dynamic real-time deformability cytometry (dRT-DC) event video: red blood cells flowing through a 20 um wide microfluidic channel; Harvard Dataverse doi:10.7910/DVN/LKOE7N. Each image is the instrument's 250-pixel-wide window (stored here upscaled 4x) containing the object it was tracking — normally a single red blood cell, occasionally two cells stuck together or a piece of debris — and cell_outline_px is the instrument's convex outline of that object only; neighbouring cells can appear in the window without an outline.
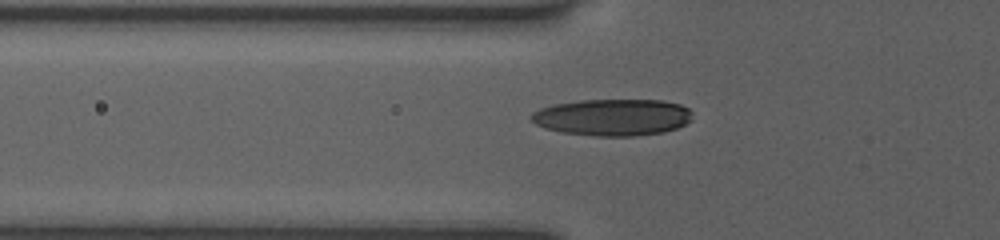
{"species": "human", "species_latin": "Homo sapiens", "temperature_condition": "room temperature", "stored_images_in_passage": 35, "camera_frame_rate_fps": 3000, "um_per_image_px": 0.085, "donor": {"sex": "female"}, "frame": {"image": 1, "passage_image": 2, "time_ms": 0.333, "image_size_px": [1000, 240], "cell_outline_px": [[692, 120], [676, 128], [664, 132], [632, 136], [596, 136], [560, 132], [544, 128], [536, 124], [528, 116], [532, 112], [540, 108], [552, 104], [580, 100], [664, 100], [680, 104], [688, 108], [692, 112]], "centroid_in_image_um": [52.05, 9.96], "position_along_channel_um": 73.7, "area_um2": 34.8}}
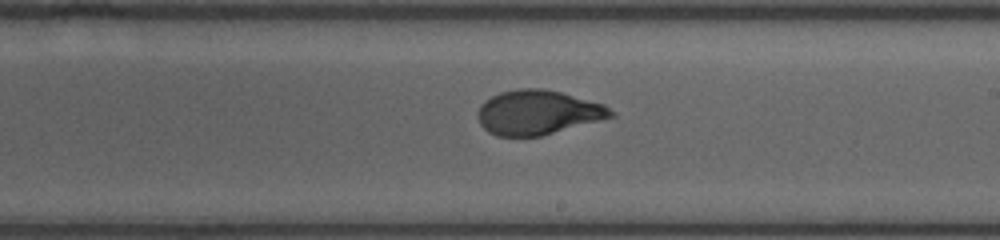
{"frame": {"image": 2, "passage_image": 15, "time_ms": 4.667, "image_size_px": [1000, 240], "cell_outline_px": [[616, 116], [540, 136], [496, 136], [488, 132], [480, 124], [476, 116], [476, 112], [480, 104], [484, 100], [500, 92], [520, 88], [544, 88], [560, 92], [604, 104], [616, 112]], "centroid_in_image_um": [45.69, 9.55], "position_along_channel_um": 243.3, "area_um2": 34.68}}
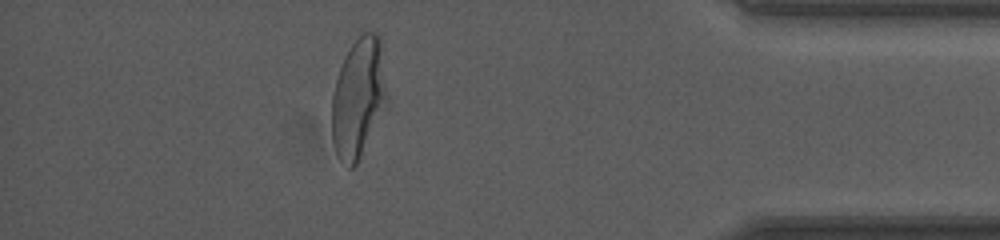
{"frame": {"image": 3, "passage_image": 30, "time_ms": 9.667, "image_size_px": [1000, 240], "cell_outline_px": [[388, 104], [356, 164], [352, 168], [348, 168], [340, 160], [336, 152], [332, 140], [332, 96], [336, 80], [344, 56], [352, 44], [364, 32], [376, 32], [380, 36]], "centroid_in_image_um": [30.47, 8.32], "position_along_channel_um": 404.7, "area_um2": 38.38}}